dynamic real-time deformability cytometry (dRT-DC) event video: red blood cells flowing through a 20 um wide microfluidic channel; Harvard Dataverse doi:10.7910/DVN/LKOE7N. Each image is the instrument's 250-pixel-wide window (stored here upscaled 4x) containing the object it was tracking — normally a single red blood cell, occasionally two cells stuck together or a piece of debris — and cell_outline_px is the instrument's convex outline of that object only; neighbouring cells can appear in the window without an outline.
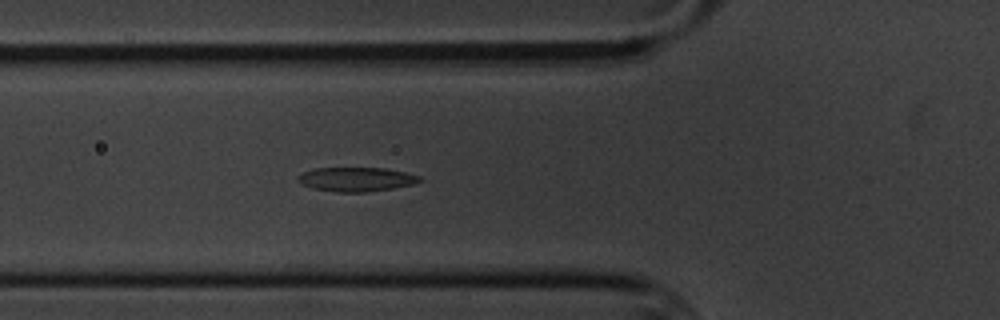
{"species": "common noctule bat (a hibernating species)", "species_latin": "Nyctalus noctula", "temperature_condition": "cold", "stored_images_in_passage": 2, "camera_frame_rate_fps": 3000, "um_per_image_px": 0.085, "animal": {"sex": "male", "body_mass_g": 20.1, "forearm_length_mm": 53.5}, "frame": {"image": 1, "passage_image": 2, "time_ms": 1.0, "image_size_px": [1000, 320], "cell_outline_px": [[424, 180], [412, 184], [392, 188], [368, 192], [336, 192], [312, 188], [300, 184], [296, 180], [296, 176], [304, 172], [316, 168], [384, 168], [404, 172], [420, 176]], "centroid_in_image_um": [30.25, 15.24], "position_along_channel_um": 95.6, "area_um2": 17.17}}